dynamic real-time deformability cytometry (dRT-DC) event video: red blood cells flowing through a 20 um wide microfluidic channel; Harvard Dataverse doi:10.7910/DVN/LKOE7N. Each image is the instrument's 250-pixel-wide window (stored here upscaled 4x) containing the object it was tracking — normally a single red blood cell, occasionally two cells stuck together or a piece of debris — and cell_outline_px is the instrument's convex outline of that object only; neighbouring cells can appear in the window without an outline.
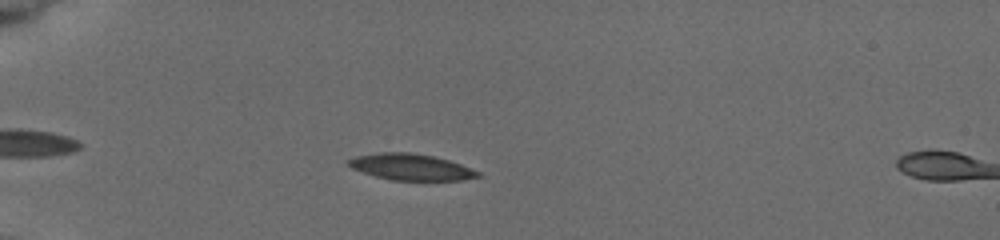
{"species": "common noctule bat (a hibernating species)", "species_latin": "Nyctalus noctula", "temperature_condition": "cold", "stored_images_in_passage": 8, "camera_frame_rate_fps": 3000, "um_per_image_px": 0.085, "animal": {"sex": "female", "body_mass_g": 19.5, "forearm_length_mm": 54.1}, "frame": {"image": 1, "passage_image": 7, "time_ms": 3.333, "image_size_px": [1000, 240], "cell_outline_px": [[480, 176], [460, 180], [392, 180], [376, 176], [352, 168], [348, 164], [348, 160], [356, 156], [380, 152], [408, 152], [432, 156], [448, 160], [460, 164], [480, 172]], "centroid_in_image_um": [34.92, 14.19], "position_along_channel_um": 50.1, "area_um2": 19.48}}